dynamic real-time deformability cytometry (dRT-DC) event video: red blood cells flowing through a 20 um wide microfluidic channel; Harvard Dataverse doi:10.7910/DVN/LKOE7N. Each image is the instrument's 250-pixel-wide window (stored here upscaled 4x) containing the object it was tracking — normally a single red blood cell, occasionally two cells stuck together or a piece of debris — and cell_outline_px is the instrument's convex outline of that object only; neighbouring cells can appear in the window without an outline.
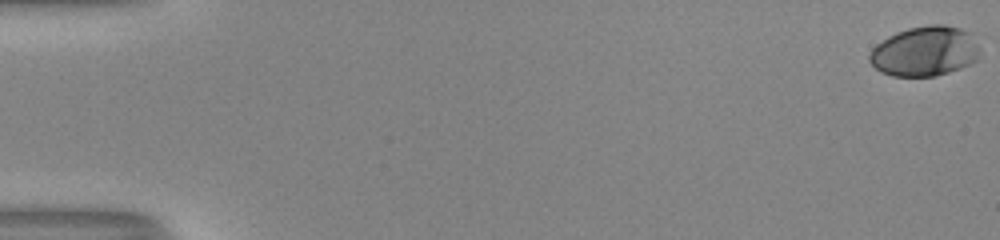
{"species": "human", "species_latin": "Homo sapiens", "temperature_condition": "room temperature", "stored_images_in_passage": 54, "camera_frame_rate_fps": 3000, "um_per_image_px": 0.085, "donor": {"sex": "male"}, "frame": {"image": 1, "passage_image": 1, "time_ms": 0.0, "image_size_px": [1000, 240], "cell_outline_px": [[980, 52], [976, 60], [960, 68], [936, 76], [892, 76], [880, 72], [868, 60], [868, 56], [872, 48], [876, 44], [888, 36], [896, 32], [908, 28], [928, 24], [944, 24], [960, 28], [968, 32], [980, 48]], "centroid_in_image_um": [78.58, 4.35], "position_along_channel_um": 6.4, "area_um2": 32.19}}
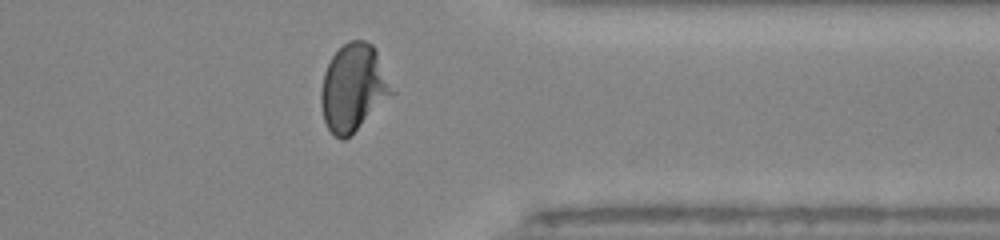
{"frame": {"image": 2, "passage_image": 44, "time_ms": 14.333, "image_size_px": [1000, 240], "cell_outline_px": [[396, 92], [344, 140], [340, 140], [328, 128], [324, 120], [320, 104], [320, 92], [324, 72], [332, 56], [348, 40], [364, 40], [372, 44], [376, 48]], "centroid_in_image_um": [30.05, 7.42], "position_along_channel_um": 381.3, "area_um2": 35.95}}
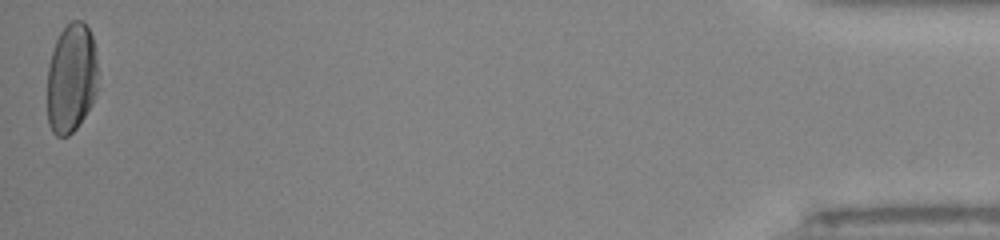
{"frame": {"image": 3, "passage_image": 54, "time_ms": 17.667, "image_size_px": [1000, 240], "cell_outline_px": [[96, 92], [92, 104], [76, 128], [68, 136], [56, 136], [52, 132], [48, 124], [48, 64], [56, 40], [60, 32], [72, 20], [84, 20], [92, 36], [96, 48]], "centroid_in_image_um": [6.06, 6.64], "position_along_channel_um": 429.1, "area_um2": 32.37}, "authors_computed_cell_mechanics": {"area_um2": 32.8304, "velocity_mm_per_s": 4.0468, "shape_relaxation_time_tau1_ms": 4.283, "shape_relaxation_time_tau2_ms": 1.0632, "deformation_change_tau1": 0.1887, "deformation_change_tau2": 0.0477}}